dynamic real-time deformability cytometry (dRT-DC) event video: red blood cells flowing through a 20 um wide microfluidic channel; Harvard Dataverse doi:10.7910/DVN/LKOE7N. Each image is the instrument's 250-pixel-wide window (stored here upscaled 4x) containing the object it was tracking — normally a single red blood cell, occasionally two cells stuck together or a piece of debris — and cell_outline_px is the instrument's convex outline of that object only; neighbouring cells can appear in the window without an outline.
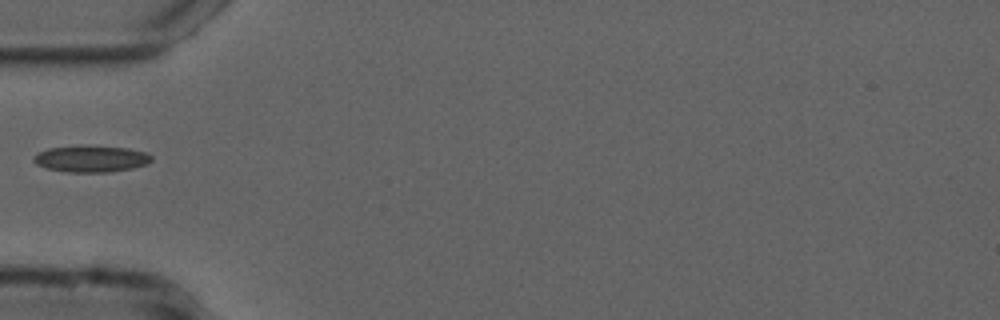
{"species": "common noctule bat (a hibernating species)", "species_latin": "Nyctalus noctula", "temperature_condition": "cold", "stored_images_in_passage": 34, "camera_frame_rate_fps": 3000, "um_per_image_px": 0.085, "animal": {"sex": "male", "forearm_length_mm": 52.5}, "frame": {"image": 1, "passage_image": 1, "time_ms": 0.0, "image_size_px": [1000, 320], "cell_outline_px": [[152, 160], [148, 164], [132, 168], [108, 172], [68, 172], [44, 168], [36, 164], [32, 160], [40, 152], [48, 148], [128, 148], [144, 152], [152, 156]], "centroid_in_image_um": [7.76, 13.55], "position_along_channel_um": 77.2, "area_um2": 17.34}}
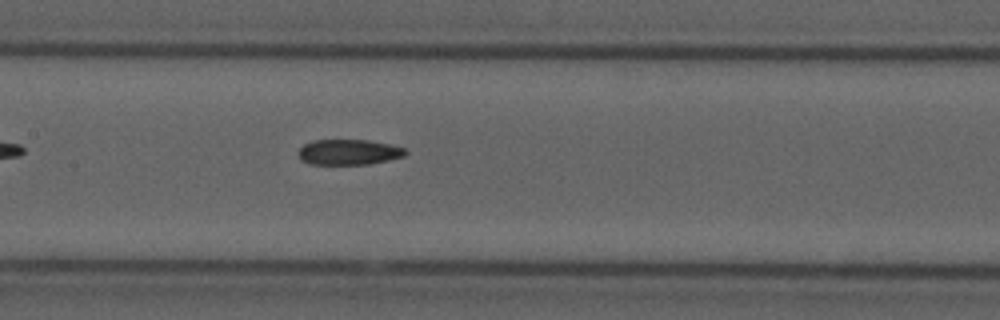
{"frame": {"image": 2, "passage_image": 9, "time_ms": 2.667, "image_size_px": [1000, 320], "cell_outline_px": [[408, 152], [404, 156], [388, 160], [368, 164], [308, 164], [300, 160], [296, 152], [304, 144], [312, 140], [368, 140], [392, 144], [404, 148]], "centroid_in_image_um": [29.61, 12.92], "position_along_channel_um": 177.8, "area_um2": 16.07}}
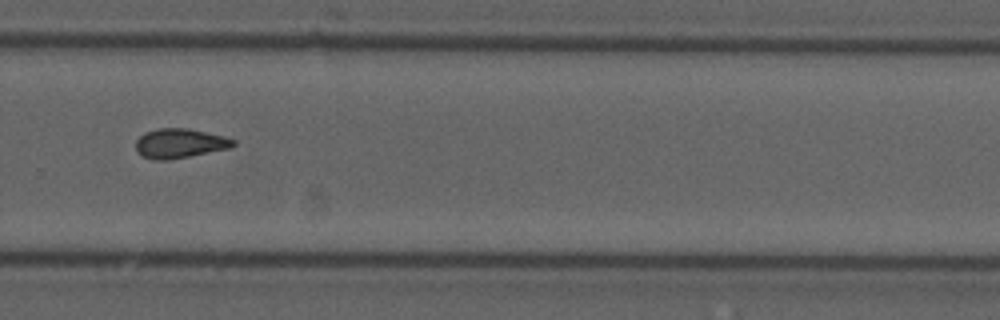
{"frame": {"image": 3, "passage_image": 20, "time_ms": 6.333, "image_size_px": [1000, 320], "cell_outline_px": [[236, 144], [232, 148], [168, 160], [152, 160], [136, 152], [136, 140], [144, 132], [156, 128], [188, 128], [224, 136], [236, 140]], "centroid_in_image_um": [15.28, 12.18], "position_along_channel_um": 314.5, "area_um2": 16.94}}